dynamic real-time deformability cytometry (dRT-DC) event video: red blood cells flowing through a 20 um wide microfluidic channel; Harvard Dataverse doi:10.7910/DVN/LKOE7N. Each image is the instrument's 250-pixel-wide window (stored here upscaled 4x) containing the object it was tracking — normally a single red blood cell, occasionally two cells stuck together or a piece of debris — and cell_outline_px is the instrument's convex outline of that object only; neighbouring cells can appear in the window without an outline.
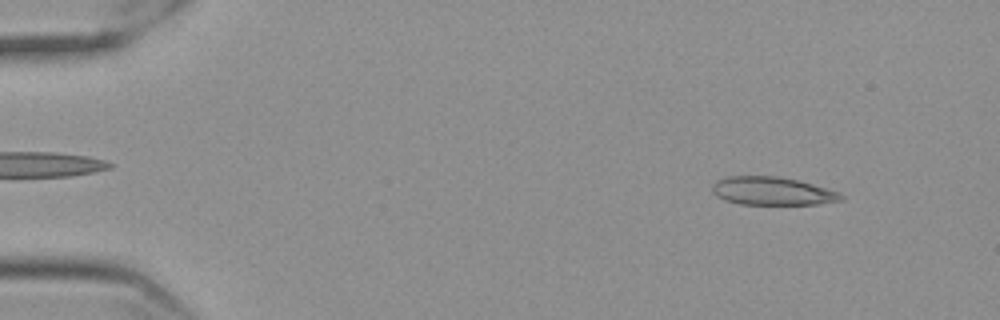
{"species": "Egyptian fruit bat (a non-hibernating species)", "species_latin": "Rousettus aegyptiacus", "temperature_condition": "cold", "stored_images_in_passage": 57, "camera_frame_rate_fps": 3000, "um_per_image_px": 0.085, "frame": {"image": 1, "passage_image": 6, "time_ms": 1.667, "image_size_px": [1000, 320], "cell_outline_px": [[844, 200], [820, 204], [740, 204], [724, 200], [716, 196], [712, 192], [712, 184], [716, 180], [728, 176], [776, 176], [796, 180], [812, 184], [840, 192], [844, 196]], "centroid_in_image_um": [65.63, 16.24], "position_along_channel_um": 19.4, "area_um2": 21.21}}
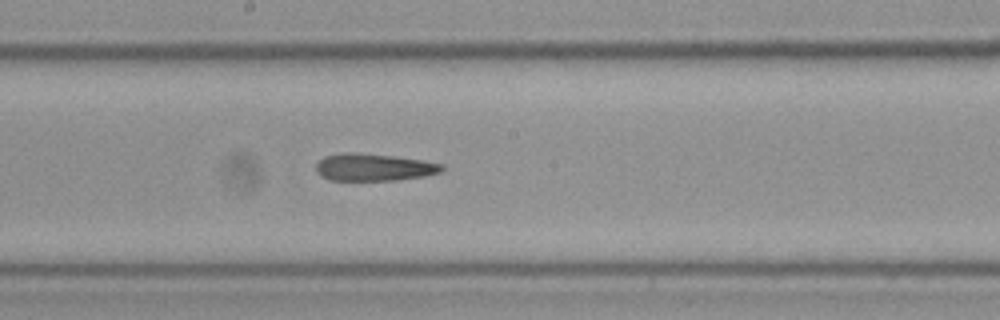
{"frame": {"image": 2, "passage_image": 31, "time_ms": 10.0, "image_size_px": [1000, 320], "cell_outline_px": [[444, 168], [440, 172], [424, 176], [396, 180], [328, 180], [320, 176], [316, 172], [316, 164], [324, 156], [344, 152], [352, 152], [392, 156], [420, 160], [444, 164]], "centroid_in_image_um": [31.73, 14.22], "position_along_channel_um": 216.5, "area_um2": 19.94}}
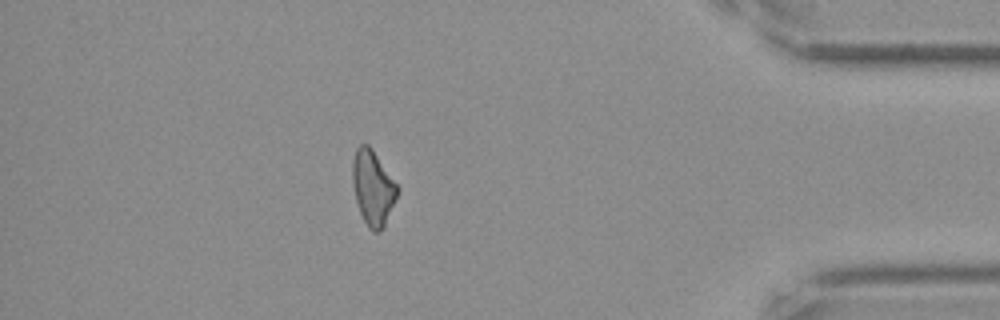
{"frame": {"image": 3, "passage_image": 50, "time_ms": 16.333, "image_size_px": [1000, 320], "cell_outline_px": [[400, 188], [384, 228], [380, 232], [372, 232], [368, 228], [360, 212], [356, 200], [352, 180], [352, 164], [356, 148], [360, 144], [368, 144], [372, 148]], "centroid_in_image_um": [31.7, 15.97], "position_along_channel_um": 403.5, "area_um2": 19.65}, "authors_computed_cell_mechanics": {"area_um2": 20.5768, "velocity_mm_per_s": 3.5672, "shape_relaxation_time_tau1_ms": null, "shape_relaxation_time_tau2_ms": 6.0211, "deformation_change_tau1": null, "deformation_change_tau2": 0.1551}}